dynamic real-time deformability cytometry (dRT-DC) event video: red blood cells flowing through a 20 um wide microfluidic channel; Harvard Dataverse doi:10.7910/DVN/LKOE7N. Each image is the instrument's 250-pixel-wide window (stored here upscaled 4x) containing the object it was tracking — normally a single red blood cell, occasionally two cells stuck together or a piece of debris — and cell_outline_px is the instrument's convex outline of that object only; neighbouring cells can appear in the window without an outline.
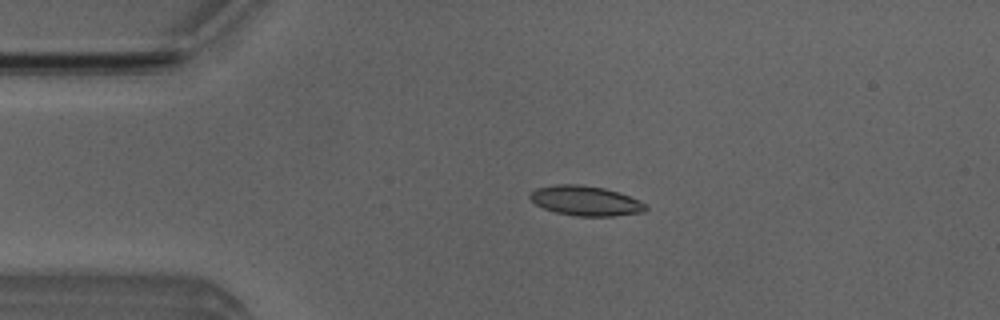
{"species": "Egyptian fruit bat (a non-hibernating species)", "species_latin": "Rousettus aegyptiacus", "temperature_condition": "room temperature", "stored_images_in_passage": 27, "camera_frame_rate_fps": 3000, "um_per_image_px": 0.085, "animal": {"sex": "male"}, "frame": {"image": 1, "passage_image": 11, "time_ms": 3.333, "image_size_px": [1000, 320], "cell_outline_px": [[648, 208], [644, 212], [612, 216], [576, 216], [556, 212], [544, 208], [536, 204], [528, 196], [536, 188], [556, 184], [576, 184], [604, 188], [640, 200]], "centroid_in_image_um": [49.77, 17.07], "position_along_channel_um": 35.2, "area_um2": 19.88}}
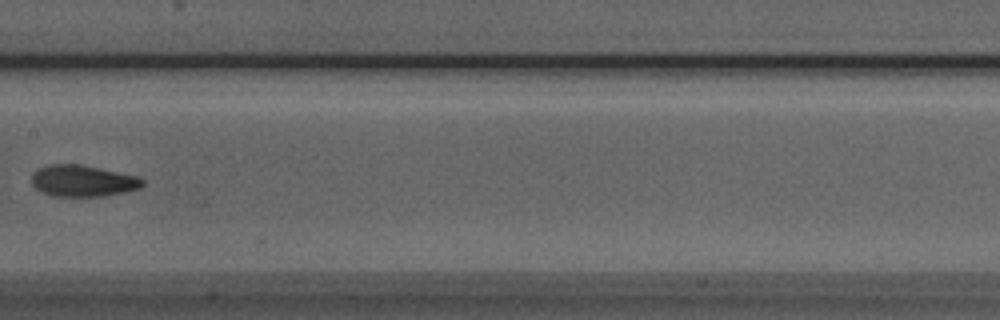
{"frame": {"image": 2, "passage_image": 26, "time_ms": 8.333, "image_size_px": [1000, 320], "cell_outline_px": [[144, 184], [140, 188], [124, 192], [104, 196], [52, 196], [36, 188], [32, 184], [32, 172], [36, 168], [48, 164], [80, 164], [100, 168], [136, 176], [144, 180]], "centroid_in_image_um": [7.01, 15.36], "position_along_channel_um": 200.4, "area_um2": 20.35}}